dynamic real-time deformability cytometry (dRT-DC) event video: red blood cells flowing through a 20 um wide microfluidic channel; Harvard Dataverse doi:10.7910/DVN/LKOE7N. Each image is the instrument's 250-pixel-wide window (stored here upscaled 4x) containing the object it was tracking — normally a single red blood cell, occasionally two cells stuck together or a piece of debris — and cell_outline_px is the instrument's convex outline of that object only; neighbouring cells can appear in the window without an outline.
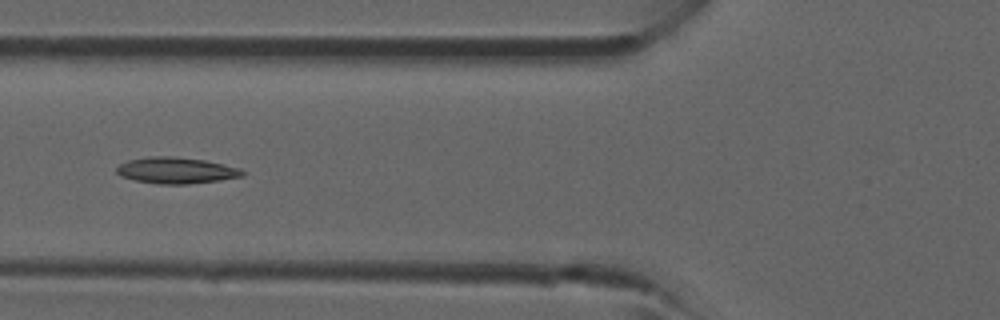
{"species": "common noctule bat (a hibernating species)", "species_latin": "Nyctalus noctula", "temperature_condition": "room temperature", "stored_images_in_passage": 5, "camera_frame_rate_fps": 3000, "um_per_image_px": 0.085, "animal": {"sex": "male", "forearm_length_mm": 52.5}, "frame": {"image": 1, "passage_image": 4, "time_ms": 3.333, "image_size_px": [1000, 320], "cell_outline_px": [[244, 176], [220, 180], [188, 184], [160, 184], [136, 180], [120, 176], [116, 172], [116, 168], [120, 164], [128, 160], [148, 156], [172, 156], [204, 160], [224, 164], [240, 168], [244, 172]], "centroid_in_image_um": [14.97, 14.48], "position_along_channel_um": 110.8, "area_um2": 19.25}}
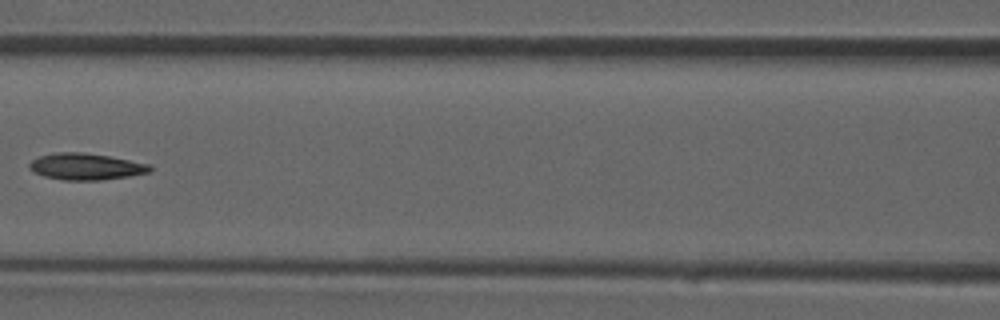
{"frame": {"image": 2, "passage_image": 5, "time_ms": 4.333, "image_size_px": [1000, 320], "cell_outline_px": [[152, 172], [128, 176], [100, 180], [64, 180], [44, 176], [32, 172], [28, 168], [28, 164], [32, 160], [40, 156], [56, 152], [80, 152], [112, 156], [152, 164]], "centroid_in_image_um": [7.32, 14.15], "position_along_channel_um": 159.3, "area_um2": 18.9}}